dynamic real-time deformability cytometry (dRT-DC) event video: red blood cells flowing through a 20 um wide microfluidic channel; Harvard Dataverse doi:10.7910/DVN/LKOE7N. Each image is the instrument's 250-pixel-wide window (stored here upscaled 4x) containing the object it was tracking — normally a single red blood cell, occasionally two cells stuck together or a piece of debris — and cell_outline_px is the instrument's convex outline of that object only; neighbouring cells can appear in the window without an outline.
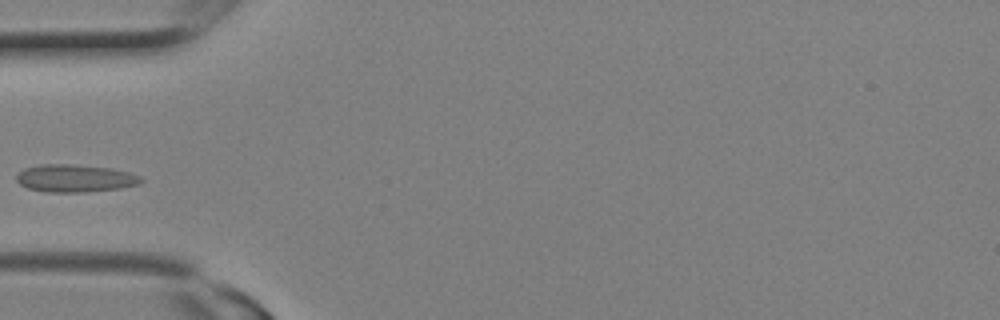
{"species": "Egyptian fruit bat (a non-hibernating species)", "species_latin": "Rousettus aegyptiacus", "temperature_condition": "room temperature", "stored_images_in_passage": 9, "camera_frame_rate_fps": 3000, "um_per_image_px": 0.085, "animal": {"sex": "female"}, "frame": {"image": 1, "passage_image": 4, "time_ms": 1.0, "image_size_px": [1000, 320], "cell_outline_px": [[144, 180], [140, 184], [120, 188], [84, 192], [48, 192], [28, 188], [20, 184], [16, 180], [16, 176], [24, 168], [40, 164], [72, 164], [112, 168], [128, 172], [140, 176]], "centroid_in_image_um": [6.39, 15.15], "position_along_channel_um": 78.6, "area_um2": 20.06}}
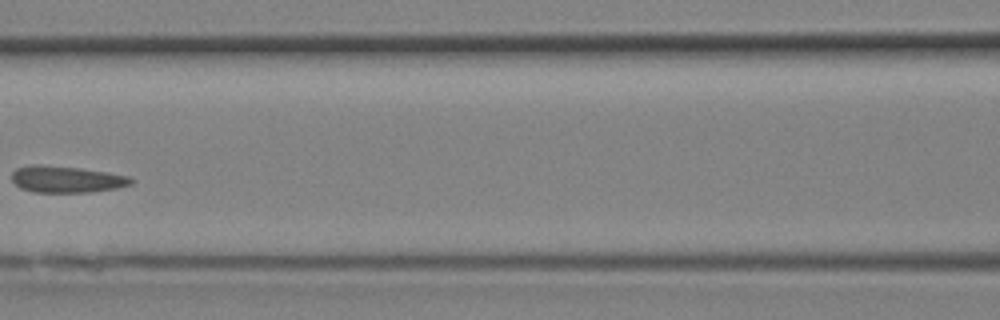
{"frame": {"image": 2, "passage_image": 7, "time_ms": 2.0, "image_size_px": [1000, 320], "cell_outline_px": [[136, 180], [132, 184], [116, 188], [92, 192], [32, 192], [20, 188], [12, 180], [12, 172], [16, 168], [32, 164], [40, 164], [80, 168], [128, 176]], "centroid_in_image_um": [5.63, 15.24], "position_along_channel_um": 161.0, "area_um2": 18.55}}